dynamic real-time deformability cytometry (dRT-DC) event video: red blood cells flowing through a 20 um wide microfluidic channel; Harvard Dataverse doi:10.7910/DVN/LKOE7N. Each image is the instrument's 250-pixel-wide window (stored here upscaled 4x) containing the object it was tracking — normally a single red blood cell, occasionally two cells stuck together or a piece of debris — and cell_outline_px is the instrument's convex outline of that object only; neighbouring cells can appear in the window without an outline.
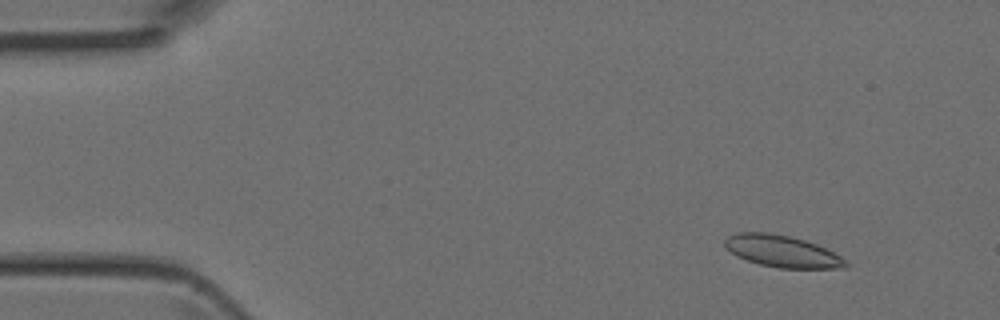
{"species": "Egyptian fruit bat (a non-hibernating species)", "species_latin": "Rousettus aegyptiacus", "temperature_condition": "room temperature", "stored_images_in_passage": 5, "camera_frame_rate_fps": 3000, "um_per_image_px": 0.085, "animal": {"sex": "female"}, "frame": {"image": 1, "passage_image": 1, "time_ms": 0.0, "image_size_px": [1000, 320], "cell_outline_px": [[848, 268], [780, 268], [760, 264], [736, 256], [724, 244], [724, 240], [728, 236], [736, 232], [768, 232], [788, 236], [804, 240], [816, 244], [840, 256], [848, 264]], "centroid_in_image_um": [66.46, 21.35], "position_along_channel_um": 18.5, "area_um2": 22.14}}
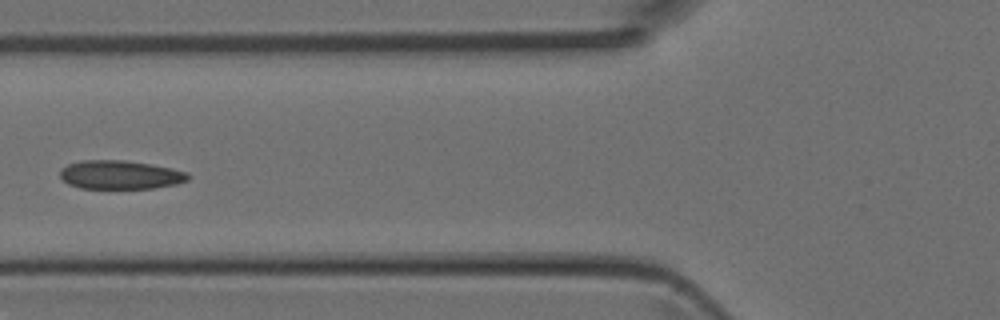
{"frame": {"image": 2, "passage_image": 4, "time_ms": 1.0, "image_size_px": [1000, 320], "cell_outline_px": [[192, 176], [188, 180], [176, 184], [152, 188], [80, 188], [68, 184], [60, 176], [60, 168], [68, 164], [80, 160], [124, 160], [172, 168], [188, 172]], "centroid_in_image_um": [10.22, 14.85], "position_along_channel_um": 115.6, "area_um2": 21.44}}
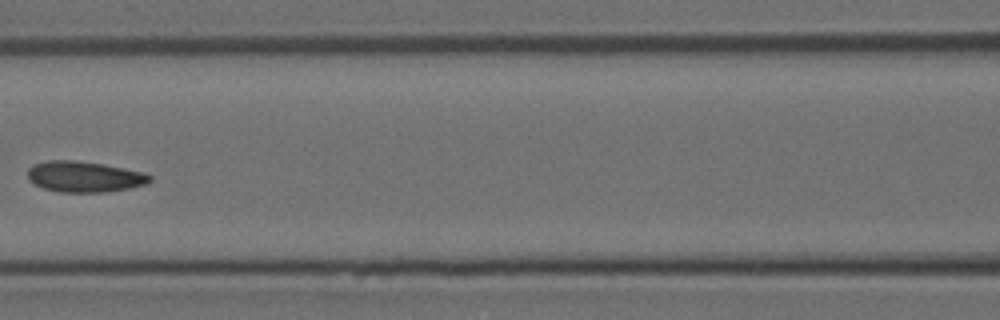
{"frame": {"image": 3, "passage_image": 5, "time_ms": 1.333, "image_size_px": [1000, 320], "cell_outline_px": [[152, 180], [148, 184], [108, 192], [60, 192], [44, 188], [28, 180], [28, 168], [32, 164], [48, 160], [76, 160], [104, 164], [124, 168], [140, 172], [152, 176]], "centroid_in_image_um": [7.16, 15.01], "position_along_channel_um": 159.4, "area_um2": 22.02}}